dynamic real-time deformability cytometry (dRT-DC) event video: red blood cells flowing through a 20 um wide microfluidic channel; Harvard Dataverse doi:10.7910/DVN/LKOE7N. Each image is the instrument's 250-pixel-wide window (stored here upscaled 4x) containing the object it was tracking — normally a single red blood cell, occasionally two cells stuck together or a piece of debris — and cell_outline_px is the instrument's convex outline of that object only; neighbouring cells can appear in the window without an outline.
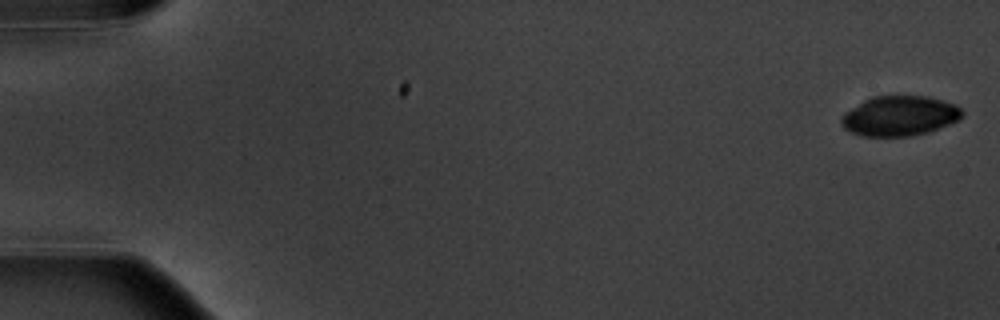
{"species": "common noctule bat (a hibernating species)", "species_latin": "Nyctalus noctula", "temperature_condition": "warm", "stored_images_in_passage": 5, "camera_frame_rate_fps": 3000, "um_per_image_px": 0.085, "animal": {"sex": "male", "body_mass_g": 20.1, "forearm_length_mm": 53.5}, "frame": {"image": 1, "passage_image": 1, "time_ms": 0.0, "image_size_px": [1000, 320], "cell_outline_px": [[964, 116], [948, 124], [928, 132], [912, 136], [860, 136], [848, 132], [840, 124], [840, 116], [844, 112], [864, 100], [872, 96], [928, 96], [944, 100], [956, 104], [964, 112]], "centroid_in_image_um": [76.43, 9.85], "position_along_channel_um": 8.6, "area_um2": 28.44}}